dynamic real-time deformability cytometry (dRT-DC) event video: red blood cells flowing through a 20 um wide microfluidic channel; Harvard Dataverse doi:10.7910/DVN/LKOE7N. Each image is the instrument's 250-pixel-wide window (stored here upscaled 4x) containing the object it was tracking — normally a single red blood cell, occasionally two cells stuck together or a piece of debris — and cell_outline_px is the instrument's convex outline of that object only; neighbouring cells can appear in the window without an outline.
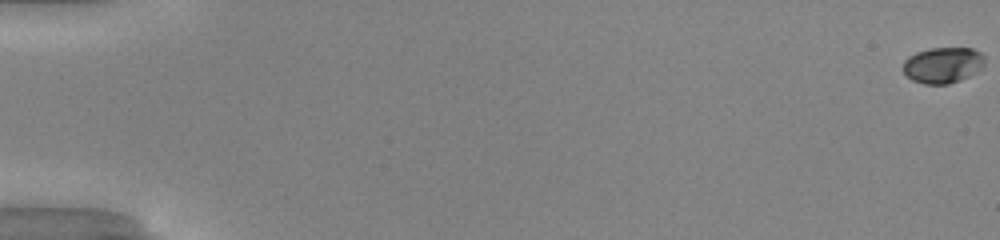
{"species": "common noctule bat (a hibernating species)", "species_latin": "Nyctalus noctula", "temperature_condition": "warm", "stored_images_in_passage": 52, "camera_frame_rate_fps": 3000, "um_per_image_px": 0.085, "animal": {"sex": "male", "body_mass_g": 20.0, "forearm_length_mm": 53.3}, "frame": {"image": 1, "passage_image": 1, "time_ms": 0.0, "image_size_px": [1000, 240], "cell_outline_px": [[984, 64], [980, 68], [968, 76], [960, 80], [948, 84], [924, 84], [912, 80], [900, 68], [904, 60], [908, 56], [916, 52], [928, 48], [972, 48], [980, 52], [984, 56]], "centroid_in_image_um": [80.09, 5.52], "position_along_channel_um": 4.9, "area_um2": 17.17}}
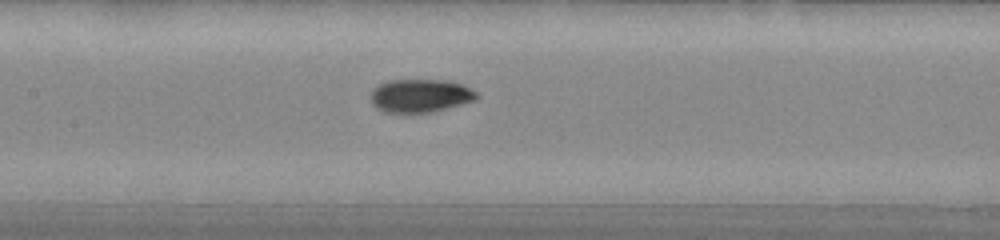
{"frame": {"image": 2, "passage_image": 27, "time_ms": 8.667, "image_size_px": [1000, 240], "cell_outline_px": [[480, 96], [476, 100], [432, 112], [384, 112], [376, 108], [372, 104], [372, 92], [380, 84], [388, 80], [448, 80], [464, 84], [476, 92]], "centroid_in_image_um": [35.77, 8.13], "position_along_channel_um": 171.6, "area_um2": 20.46}}
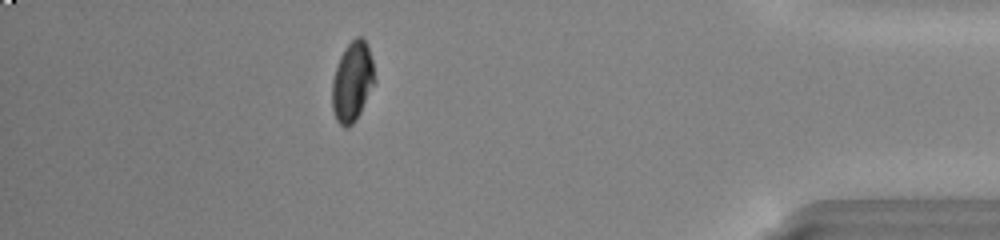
{"frame": {"image": 3, "passage_image": 47, "time_ms": 15.333, "image_size_px": [1000, 240], "cell_outline_px": [[376, 80], [356, 120], [348, 128], [344, 128], [336, 120], [332, 108], [332, 80], [340, 56], [344, 48], [356, 36], [360, 36], [368, 44], [372, 60]], "centroid_in_image_um": [29.95, 6.94], "position_along_channel_um": 405.3, "area_um2": 19.83}, "authors_computed_cell_mechanics": {"area_um2": 19.5653, "velocity_mm_per_s": 4.1228, "shape_relaxation_time_tau1_ms": 3.9431, "shape_relaxation_time_tau2_ms": 1.642, "deformation_change_tau1": 0.1652, "deformation_change_tau2": 0.0459}}